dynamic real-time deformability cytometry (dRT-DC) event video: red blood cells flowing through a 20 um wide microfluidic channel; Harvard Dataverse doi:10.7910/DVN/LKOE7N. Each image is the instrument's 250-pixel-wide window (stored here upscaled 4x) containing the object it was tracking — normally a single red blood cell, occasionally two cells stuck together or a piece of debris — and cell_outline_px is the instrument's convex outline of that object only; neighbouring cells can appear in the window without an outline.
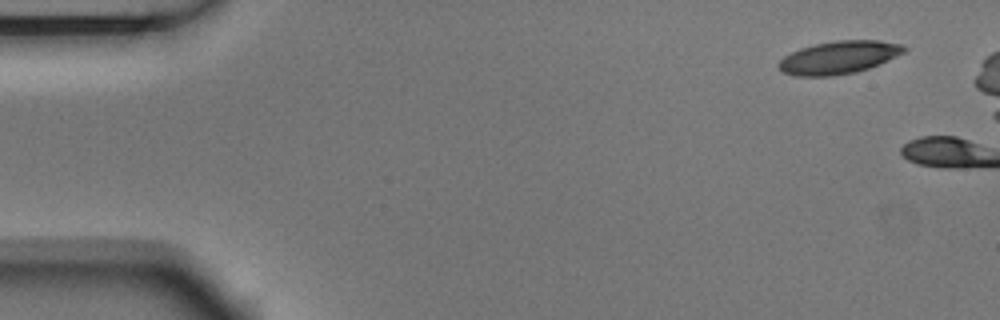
{"species": "Egyptian fruit bat (a non-hibernating species)", "species_latin": "Rousettus aegyptiacus", "temperature_condition": "room temperature", "stored_images_in_passage": 2, "camera_frame_rate_fps": 3000, "um_per_image_px": 0.085, "animal": {"sex": "male"}, "frame": {"image": 1, "passage_image": 1, "time_ms": 0.0, "image_size_px": [1000, 320], "cell_outline_px": [[908, 48], [904, 52], [880, 64], [856, 72], [832, 76], [796, 76], [784, 72], [776, 64], [784, 56], [800, 48], [812, 44], [836, 40], [880, 40], [900, 44]], "centroid_in_image_um": [71.29, 4.87], "position_along_channel_um": 13.7, "area_um2": 24.04}}